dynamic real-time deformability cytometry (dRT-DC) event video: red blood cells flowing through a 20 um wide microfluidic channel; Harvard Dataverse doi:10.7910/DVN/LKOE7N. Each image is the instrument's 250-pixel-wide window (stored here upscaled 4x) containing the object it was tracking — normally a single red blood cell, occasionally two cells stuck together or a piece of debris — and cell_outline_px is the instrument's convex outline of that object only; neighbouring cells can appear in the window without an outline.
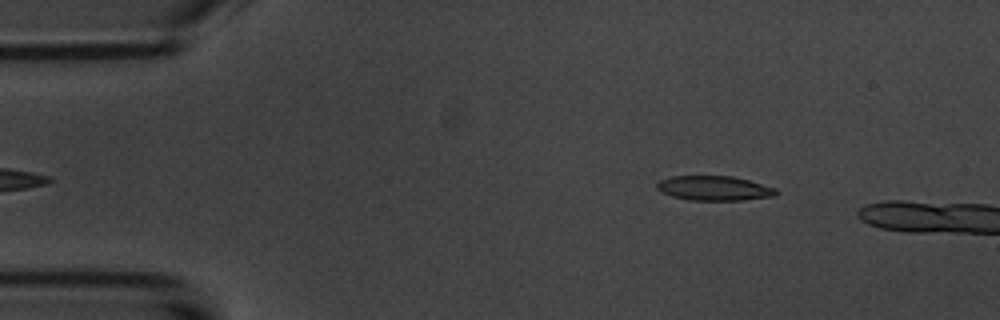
{"species": "common noctule bat (a hibernating species)", "species_latin": "Nyctalus noctula", "temperature_condition": "room temperature", "stored_images_in_passage": 3, "camera_frame_rate_fps": 3000, "um_per_image_px": 0.085, "animal": {"sex": "male", "body_mass_g": 20.1, "forearm_length_mm": 53.5}, "frame": {"image": 1, "passage_image": 3, "time_ms": 3.333, "image_size_px": [1000, 320], "cell_outline_px": [[780, 192], [776, 196], [744, 200], [688, 200], [672, 196], [660, 192], [656, 188], [656, 184], [660, 180], [672, 176], [732, 176], [748, 180], [776, 188]], "centroid_in_image_um": [60.72, 16.0], "position_along_channel_um": 24.3, "area_um2": 17.22}}